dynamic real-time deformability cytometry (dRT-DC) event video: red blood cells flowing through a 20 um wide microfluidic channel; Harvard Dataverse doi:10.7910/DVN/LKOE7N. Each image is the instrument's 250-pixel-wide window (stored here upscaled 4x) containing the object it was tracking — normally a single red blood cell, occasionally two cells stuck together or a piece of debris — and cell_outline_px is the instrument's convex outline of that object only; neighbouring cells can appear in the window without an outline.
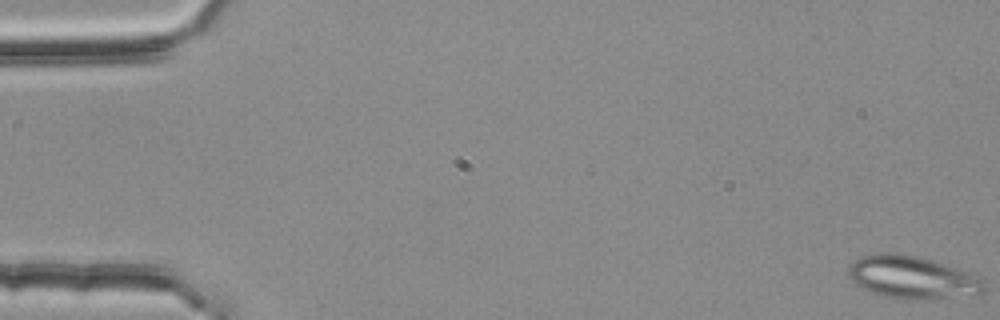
{"species": "common noctule bat (a hibernating species)", "species_latin": "Nyctalus noctula", "temperature_condition": "room temperature", "stored_images_in_passage": 54, "camera_frame_rate_fps": 3000, "um_per_image_px": 0.085, "animal": {"sex": "female", "body_mass_g": 25.1}, "frame": {"image": 1, "passage_image": 1, "time_ms": 0.0, "image_size_px": [1000, 320], "cell_outline_px": [[984, 292], [980, 296], [936, 300], [904, 300], [884, 296], [868, 292], [856, 284], [848, 276], [848, 268], [860, 256], [876, 252], [904, 252], [932, 260], [968, 272], [984, 280]], "centroid_in_image_um": [77.58, 23.6], "position_along_channel_um": 7.4, "area_um2": 34.85}}
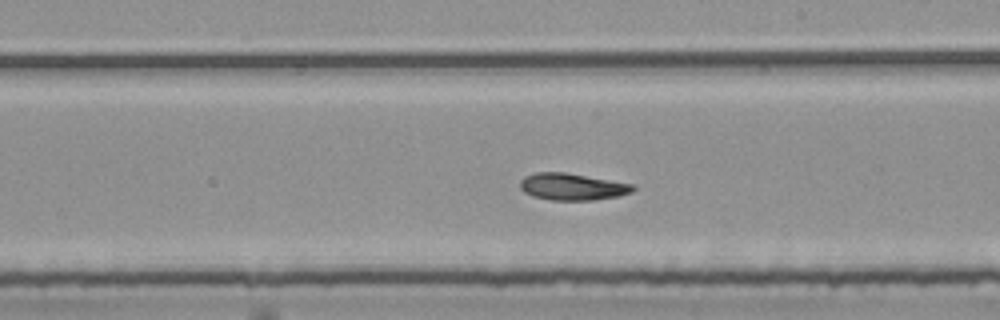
{"frame": {"image": 2, "passage_image": 32, "time_ms": 10.333, "image_size_px": [1000, 320], "cell_outline_px": [[636, 188], [632, 192], [620, 196], [592, 200], [552, 200], [532, 196], [524, 192], [520, 188], [520, 180], [524, 176], [536, 172], [564, 172], [636, 184]], "centroid_in_image_um": [48.67, 15.87], "position_along_channel_um": 240.3, "area_um2": 17.86}}
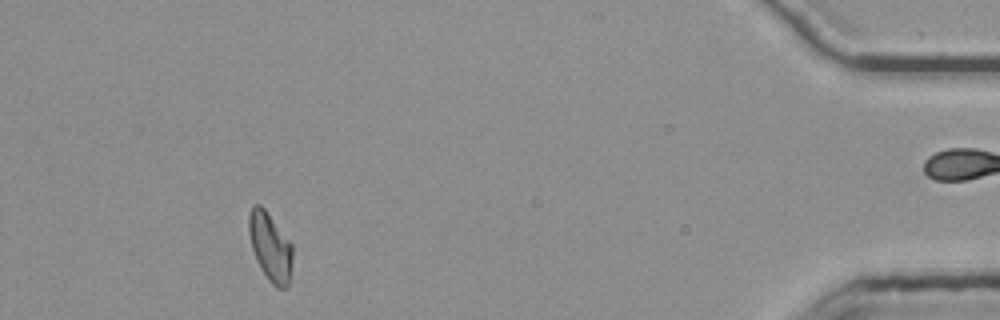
{"frame": {"image": 3, "passage_image": 51, "time_ms": 16.667, "image_size_px": [1000, 320], "cell_outline_px": [[292, 256], [288, 288], [276, 288], [268, 280], [260, 268], [256, 260], [252, 248], [248, 232], [248, 216], [252, 208], [256, 204], [260, 204], [264, 208], [292, 244]], "centroid_in_image_um": [22.96, 21.0], "position_along_channel_um": 412.2, "area_um2": 17.34}, "authors_computed_cell_mechanics": {"area_um2": 17.8602, "velocity_mm_per_s": 3.7565, "shape_relaxation_time_tau1_ms": null, "shape_relaxation_time_tau2_ms": 8.6591, "deformation_change_tau1": null, "deformation_change_tau2": 0.1299}}